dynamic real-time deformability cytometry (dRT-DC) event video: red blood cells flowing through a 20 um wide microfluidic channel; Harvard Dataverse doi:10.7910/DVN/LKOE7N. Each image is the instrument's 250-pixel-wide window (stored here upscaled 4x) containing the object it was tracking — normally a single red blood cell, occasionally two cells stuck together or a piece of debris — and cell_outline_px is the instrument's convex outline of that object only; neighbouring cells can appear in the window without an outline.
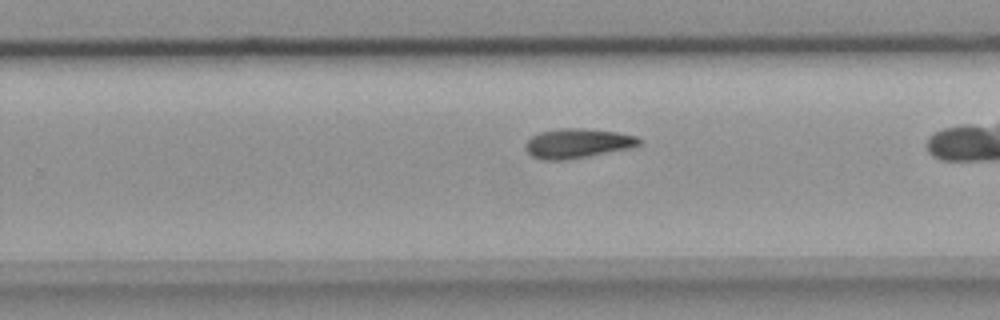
{"species": "common noctule bat (a hibernating species)", "species_latin": "Nyctalus noctula", "temperature_condition": "room temperature", "stored_images_in_passage": 29, "camera_frame_rate_fps": 3000, "um_per_image_px": 0.085, "animal": {"sex": "female", "body_mass_g": 18.4}, "frame": {"image": 1, "passage_image": 17, "time_ms": 5.333, "image_size_px": [1000, 320], "cell_outline_px": [[640, 144], [628, 148], [568, 160], [540, 160], [532, 156], [524, 148], [524, 144], [532, 136], [540, 132], [560, 128], [584, 128], [616, 132], [636, 136], [640, 140]], "centroid_in_image_um": [49.02, 12.19], "position_along_channel_um": 280.8, "area_um2": 19.48}}